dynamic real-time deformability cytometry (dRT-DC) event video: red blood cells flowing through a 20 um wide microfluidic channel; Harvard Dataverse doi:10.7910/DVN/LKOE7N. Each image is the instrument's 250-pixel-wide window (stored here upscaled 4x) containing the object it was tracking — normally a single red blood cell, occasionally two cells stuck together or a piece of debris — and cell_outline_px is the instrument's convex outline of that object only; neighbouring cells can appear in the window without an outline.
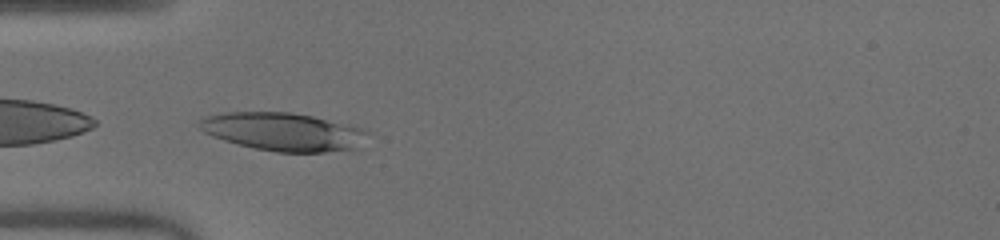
{"species": "human", "species_latin": "Homo sapiens", "temperature_condition": "warm", "stored_images_in_passage": 36, "camera_frame_rate_fps": 3000, "um_per_image_px": 0.085, "donor": {"sex": "male"}, "frame": {"image": 1, "passage_image": 1, "time_ms": 0.0, "image_size_px": [1000, 240], "cell_outline_px": [[368, 132], [356, 148], [324, 152], [276, 152], [256, 148], [224, 140], [212, 136], [204, 132], [200, 128], [200, 120], [208, 116], [228, 112], [292, 112], [312, 116], [360, 128]], "centroid_in_image_um": [24.04, 11.19], "position_along_channel_um": 61.0, "area_um2": 36.59}}
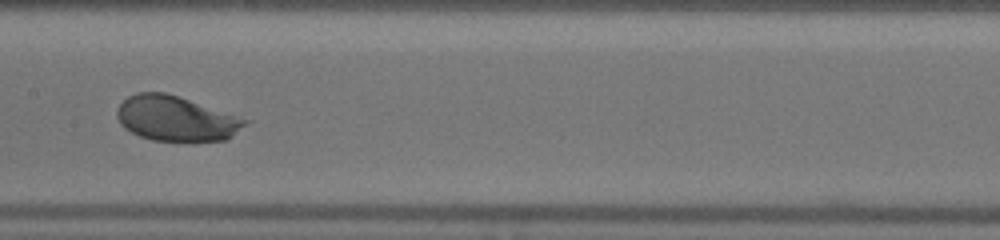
{"frame": {"image": 2, "passage_image": 11, "time_ms": 3.333, "image_size_px": [1000, 240], "cell_outline_px": [[252, 120], [228, 140], [152, 140], [140, 136], [124, 128], [120, 124], [116, 116], [116, 112], [120, 104], [128, 96], [136, 92], [164, 92]], "centroid_in_image_um": [14.97, 10.07], "position_along_channel_um": 192.4, "area_um2": 33.41}}
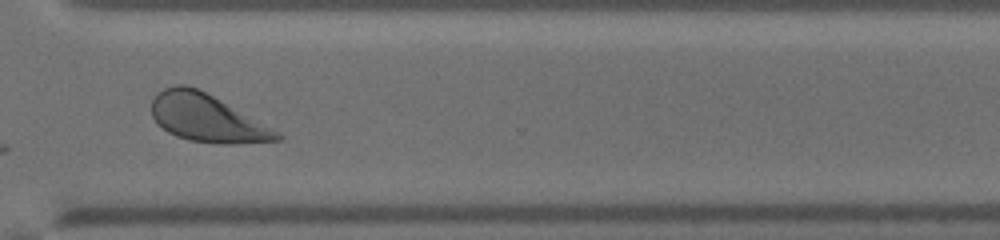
{"frame": {"image": 3, "passage_image": 23, "time_ms": 7.333, "image_size_px": [1000, 240], "cell_outline_px": [[284, 136], [280, 140], [232, 144], [220, 144], [188, 140], [176, 136], [168, 132], [156, 124], [152, 116], [152, 100], [156, 92], [164, 88], [176, 84], [184, 84], [196, 88], [212, 96], [280, 132]], "centroid_in_image_um": [17.54, 10.04], "position_along_channel_um": 353.1, "area_um2": 34.56}, "authors_computed_cell_mechanics": {"area_um2": 35.3158, "velocity_mm_per_s": 4.0218, "shape_relaxation_time_tau1_ms": 1.6188, "shape_relaxation_time_tau2_ms": null, "deformation_change_tau1": 0.1427, "deformation_change_tau2": null}}